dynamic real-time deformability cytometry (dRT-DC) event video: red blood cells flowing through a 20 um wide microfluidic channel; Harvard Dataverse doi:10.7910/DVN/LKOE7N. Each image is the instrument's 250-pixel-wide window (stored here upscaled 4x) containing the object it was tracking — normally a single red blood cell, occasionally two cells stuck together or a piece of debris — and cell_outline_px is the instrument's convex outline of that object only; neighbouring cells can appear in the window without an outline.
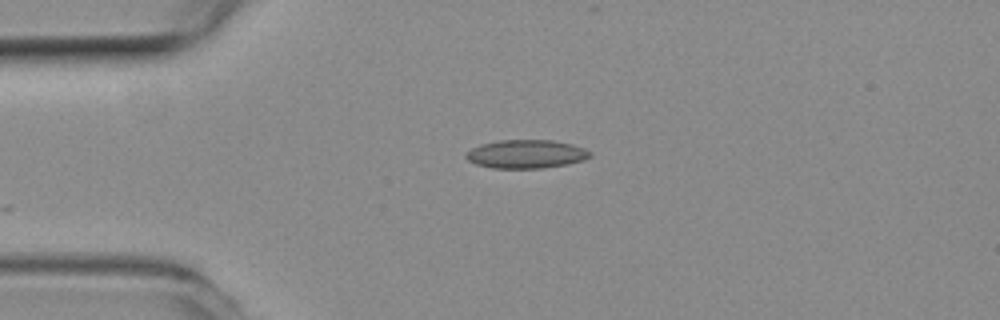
{"species": "common noctule bat (a hibernating species)", "species_latin": "Nyctalus noctula", "temperature_condition": "room temperature", "stored_images_in_passage": 21, "camera_frame_rate_fps": 3000, "um_per_image_px": 0.085, "animal": {"sex": "female", "body_mass_g": 19.3, "forearm_length_mm": 54.1}, "frame": {"image": 1, "passage_image": 1, "time_ms": 0.0, "image_size_px": [1000, 320], "cell_outline_px": [[592, 156], [584, 160], [568, 164], [540, 168], [492, 168], [476, 164], [468, 160], [464, 156], [472, 148], [480, 144], [500, 140], [552, 140], [572, 144], [584, 148], [592, 152]], "centroid_in_image_um": [44.75, 13.09], "position_along_channel_um": 40.3, "area_um2": 20.63}}
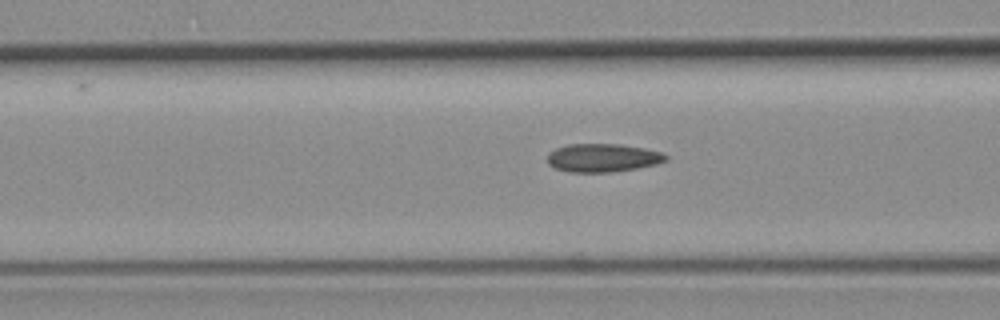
{"frame": {"image": 2, "passage_image": 9, "time_ms": 2.667, "image_size_px": [1000, 320], "cell_outline_px": [[668, 160], [656, 164], [636, 168], [612, 172], [568, 172], [556, 168], [548, 164], [548, 152], [556, 148], [568, 144], [620, 144], [644, 148], [664, 152], [668, 156]], "centroid_in_image_um": [51.25, 13.41], "position_along_channel_um": 115.4, "area_um2": 19.65}}
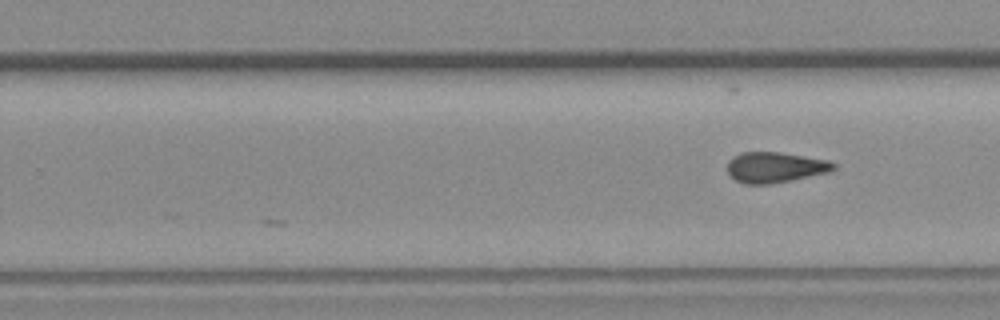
{"frame": {"image": 3, "passage_image": 21, "time_ms": 6.667, "image_size_px": [1000, 320], "cell_outline_px": [[836, 168], [832, 172], [792, 180], [768, 184], [744, 184], [736, 180], [728, 172], [728, 160], [732, 156], [740, 152], [780, 152], [828, 160], [836, 164]], "centroid_in_image_um": [65.91, 14.22], "position_along_channel_um": 263.9, "area_um2": 19.07}}